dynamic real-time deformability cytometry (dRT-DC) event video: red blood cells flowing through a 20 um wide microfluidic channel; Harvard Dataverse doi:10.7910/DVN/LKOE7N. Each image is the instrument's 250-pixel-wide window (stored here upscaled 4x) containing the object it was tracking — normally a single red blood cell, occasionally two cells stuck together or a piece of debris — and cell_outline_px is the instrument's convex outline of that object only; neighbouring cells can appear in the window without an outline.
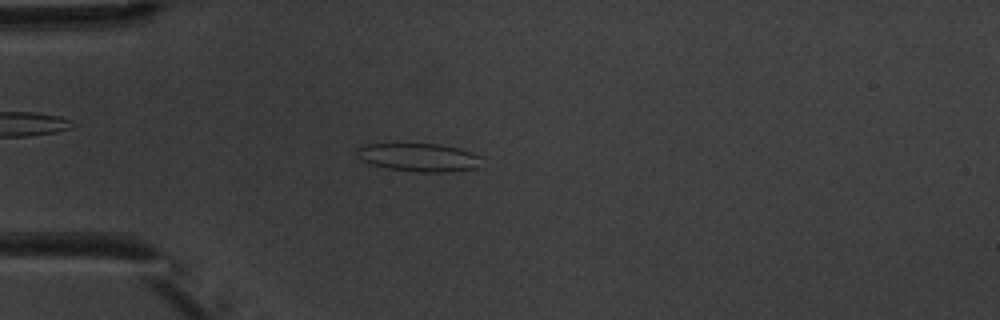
{"species": "common noctule bat (a hibernating species)", "species_latin": "Nyctalus noctula", "temperature_condition": "warm", "stored_images_in_passage": 2, "camera_frame_rate_fps": 3000, "um_per_image_px": 0.085, "animal": {"sex": "male", "body_mass_g": 20.1, "forearm_length_mm": 53.5}, "frame": {"image": 1, "passage_image": 2, "time_ms": 1.0, "image_size_px": [1000, 320], "cell_outline_px": [[480, 168], [448, 172], [412, 172], [388, 168], [372, 164], [356, 156], [356, 148], [360, 144], [440, 144], [456, 148], [480, 156]], "centroid_in_image_um": [35.57, 13.38], "position_along_channel_um": 49.4, "area_um2": 20.52}}